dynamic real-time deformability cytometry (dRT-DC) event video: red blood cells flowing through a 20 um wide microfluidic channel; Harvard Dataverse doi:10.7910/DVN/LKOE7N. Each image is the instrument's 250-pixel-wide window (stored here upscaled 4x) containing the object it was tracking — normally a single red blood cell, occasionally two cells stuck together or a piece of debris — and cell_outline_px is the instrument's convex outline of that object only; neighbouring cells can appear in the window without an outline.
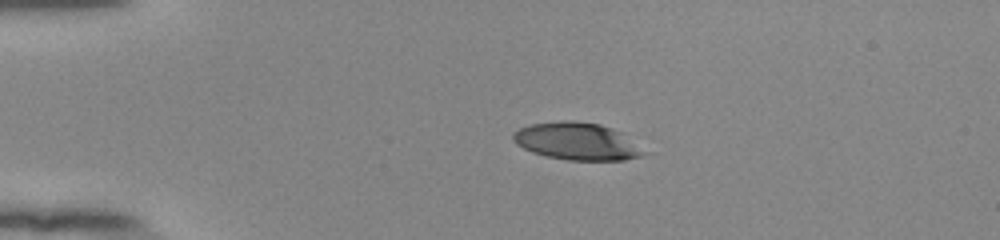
{"species": "human", "species_latin": "Homo sapiens", "temperature_condition": "room temperature", "stored_images_in_passage": 42, "camera_frame_rate_fps": 3000, "um_per_image_px": 0.085, "donor": {"sex": "female"}, "frame": {"image": 1, "passage_image": 1, "time_ms": 0.0, "image_size_px": [1000, 240], "cell_outline_px": [[652, 152], [640, 156], [624, 160], [568, 160], [544, 156], [532, 152], [516, 144], [512, 140], [512, 132], [520, 128], [532, 124], [564, 120], [568, 120], [600, 124], [624, 132]], "centroid_in_image_um": [49.13, 12.02], "position_along_channel_um": 35.9, "area_um2": 29.07}}
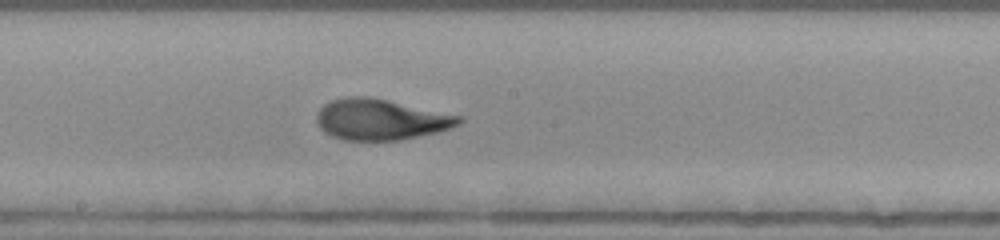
{"frame": {"image": 2, "passage_image": 19, "time_ms": 6.0, "image_size_px": [1000, 240], "cell_outline_px": [[464, 120], [460, 124], [436, 132], [400, 140], [344, 140], [332, 136], [324, 132], [320, 128], [316, 120], [316, 112], [324, 104], [332, 100], [344, 96], [368, 96], [388, 100], [464, 116]], "centroid_in_image_um": [32.34, 10.14], "position_along_channel_um": 215.9, "area_um2": 34.04}}
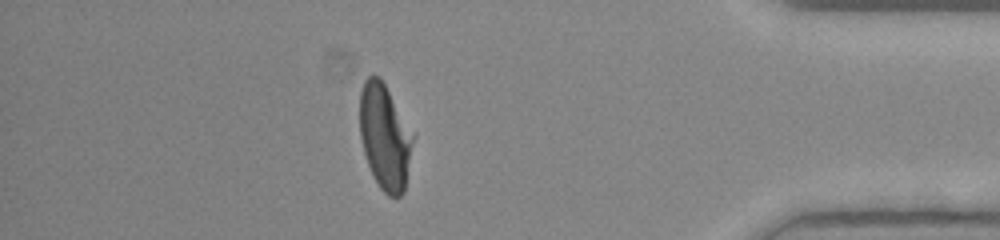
{"frame": {"image": 3, "passage_image": 36, "time_ms": 11.667, "image_size_px": [1000, 240], "cell_outline_px": [[412, 140], [404, 192], [400, 196], [388, 196], [380, 188], [372, 176], [364, 152], [360, 136], [360, 92], [364, 80], [372, 72], [380, 76], [412, 136]], "centroid_in_image_um": [32.65, 11.63], "position_along_channel_um": 402.6, "area_um2": 31.79}, "authors_computed_cell_mechanics": {"area_um2": 33.1772, "velocity_mm_per_s": 3.8925, "shape_relaxation_time_tau1_ms": 4.043, "shape_relaxation_time_tau2_ms": 1.0509, "deformation_change_tau1": 0.2016, "deformation_change_tau2": 0.0689}}